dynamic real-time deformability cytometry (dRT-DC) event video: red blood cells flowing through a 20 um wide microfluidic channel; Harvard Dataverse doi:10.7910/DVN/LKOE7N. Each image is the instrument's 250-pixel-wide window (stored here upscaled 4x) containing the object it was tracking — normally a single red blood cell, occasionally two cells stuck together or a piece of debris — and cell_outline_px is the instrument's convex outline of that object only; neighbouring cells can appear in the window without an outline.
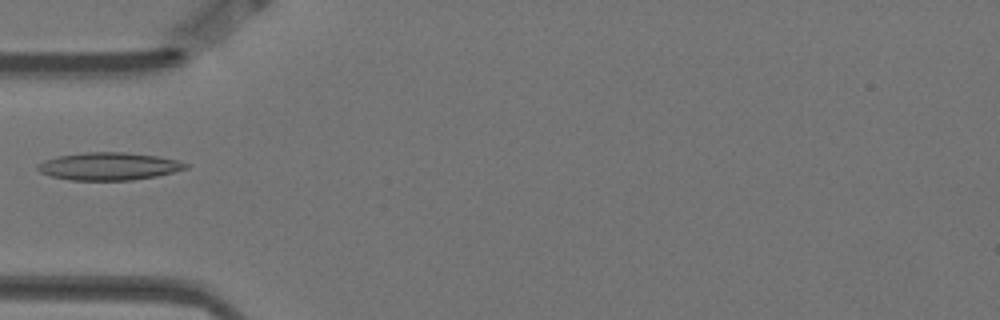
{"species": "Egyptian fruit bat (a non-hibernating species)", "species_latin": "Rousettus aegyptiacus", "temperature_condition": "warm", "stored_images_in_passage": 10, "camera_frame_rate_fps": 3000, "um_per_image_px": 0.085, "animal": {"sex": "female"}, "frame": {"image": 1, "passage_image": 4, "time_ms": 1.0, "image_size_px": [1000, 320], "cell_outline_px": [[188, 168], [156, 176], [132, 180], [72, 180], [52, 176], [40, 172], [36, 168], [36, 164], [44, 160], [60, 156], [84, 152], [124, 152], [156, 156], [180, 160], [188, 164]], "centroid_in_image_um": [9.25, 14.13], "position_along_channel_um": 75.7, "area_um2": 23.76}}
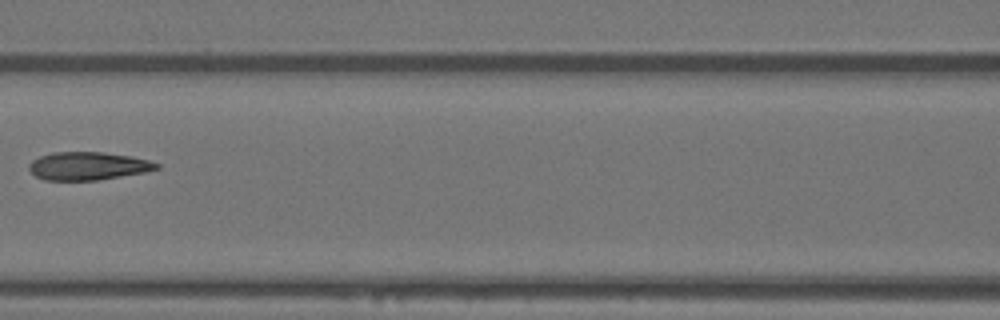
{"frame": {"image": 2, "passage_image": 6, "time_ms": 1.667, "image_size_px": [1000, 320], "cell_outline_px": [[160, 168], [144, 172], [96, 180], [44, 180], [36, 176], [28, 168], [28, 164], [32, 160], [40, 156], [56, 152], [104, 152], [132, 156], [148, 160], [160, 164]], "centroid_in_image_um": [7.47, 14.1], "position_along_channel_um": 159.1, "area_um2": 20.75}}
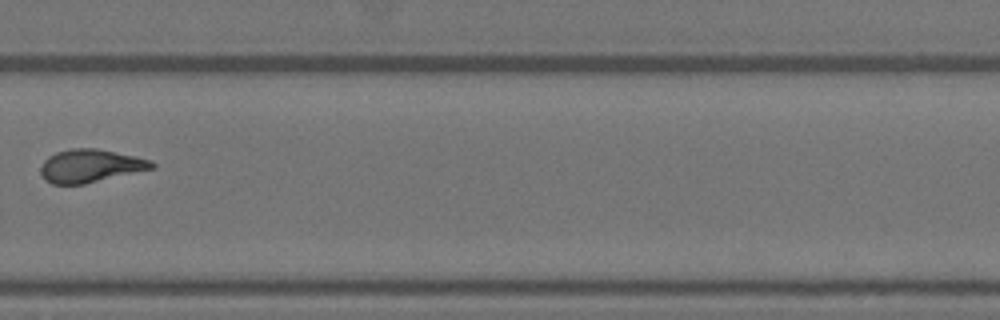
{"frame": {"image": 3, "passage_image": 10, "time_ms": 3.0, "image_size_px": [1000, 320], "cell_outline_px": [[156, 168], [84, 184], [52, 184], [44, 180], [40, 172], [40, 168], [44, 160], [48, 156], [56, 152], [72, 148], [96, 148], [136, 156], [152, 160], [156, 164]], "centroid_in_image_um": [7.69, 14.1], "position_along_channel_um": 322.1, "area_um2": 21.62}}